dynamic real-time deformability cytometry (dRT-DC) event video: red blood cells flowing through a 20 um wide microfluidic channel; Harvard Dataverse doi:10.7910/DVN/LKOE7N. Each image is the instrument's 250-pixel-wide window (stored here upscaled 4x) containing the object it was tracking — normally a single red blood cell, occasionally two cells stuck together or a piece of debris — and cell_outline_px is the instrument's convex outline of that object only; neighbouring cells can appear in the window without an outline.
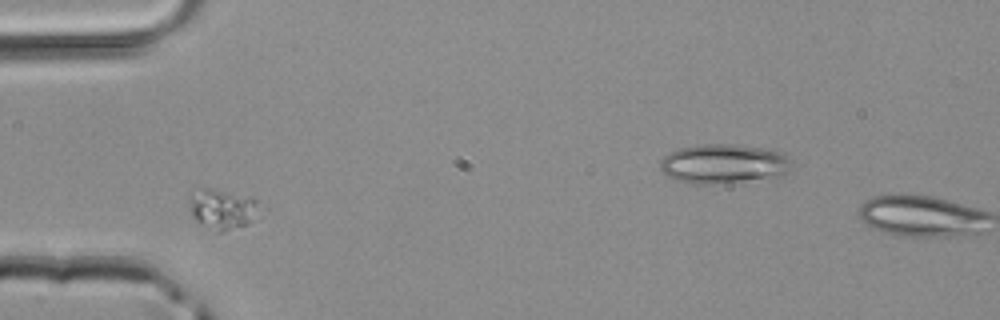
{"species": "common noctule bat (a hibernating species)", "species_latin": "Nyctalus noctula", "temperature_condition": "room temperature", "stored_images_in_passage": 2, "segment_of_instrument_passage": [2, 2], "camera_frame_rate_fps": 3000, "um_per_image_px": 0.085, "animal": {"sex": "male", "body_mass_g": 20.4}, "frame": {"image": 1, "passage_image": 2, "time_ms": 0.333, "image_size_px": [1000, 320], "cell_outline_px": [[256, 200], [248, 224], [224, 232], [216, 232], [204, 228], [196, 224], [188, 208], [188, 192], [204, 188], [208, 188], [252, 196]], "centroid_in_image_um": [18.71, 17.78], "position_along_channel_um": 66.3, "area_um2": 16.53}}